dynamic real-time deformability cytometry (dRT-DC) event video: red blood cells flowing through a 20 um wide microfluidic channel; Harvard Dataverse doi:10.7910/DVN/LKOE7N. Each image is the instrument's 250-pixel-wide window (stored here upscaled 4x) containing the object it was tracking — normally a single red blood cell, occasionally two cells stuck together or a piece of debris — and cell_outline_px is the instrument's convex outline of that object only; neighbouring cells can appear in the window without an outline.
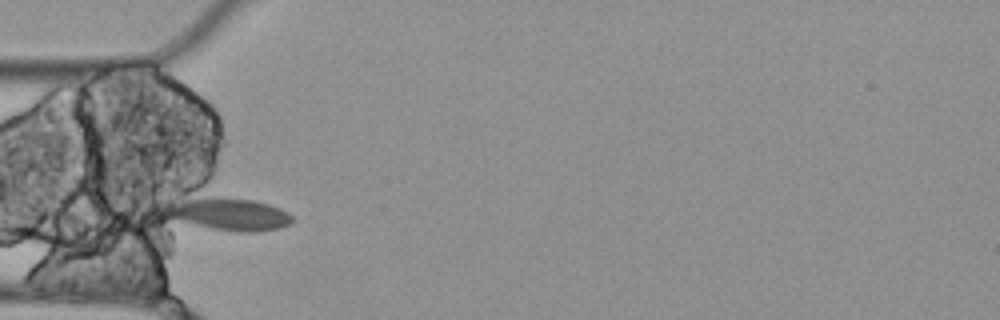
{"species": "Egyptian fruit bat (a non-hibernating species)", "species_latin": "Rousettus aegyptiacus", "temperature_condition": "cold", "stored_images_in_passage": 4, "camera_frame_rate_fps": 3000, "um_per_image_px": 0.085, "animal": {"sex": "female"}, "frame": {"image": 1, "passage_image": 3, "time_ms": 0.667, "image_size_px": [1000, 320], "cell_outline_px": [[292, 220], [288, 224], [280, 228], [256, 232], [240, 232], [212, 228], [168, 220], [160, 204], [196, 184], [256, 200], [280, 208], [288, 212], [292, 216]], "centroid_in_image_um": [19.02, 17.94], "position_along_channel_um": 66.0, "area_um2": 28.78}}
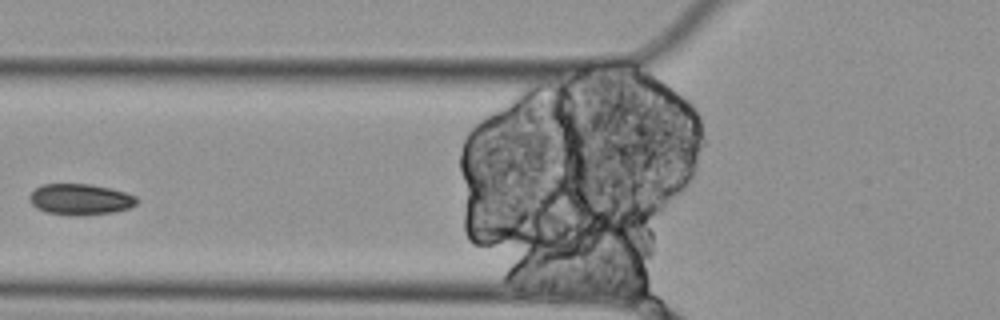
{"frame": {"image": 2, "passage_image": 4, "time_ms": 1.0, "image_size_px": [1000, 320], "cell_outline_px": [[140, 200], [136, 204], [128, 208], [112, 212], [80, 216], [76, 216], [44, 212], [36, 208], [28, 200], [28, 196], [36, 188], [44, 184], [88, 184], [108, 188], [124, 192], [136, 196]], "centroid_in_image_um": [6.8, 16.95], "position_along_channel_um": 119.0, "area_um2": 19.42}}